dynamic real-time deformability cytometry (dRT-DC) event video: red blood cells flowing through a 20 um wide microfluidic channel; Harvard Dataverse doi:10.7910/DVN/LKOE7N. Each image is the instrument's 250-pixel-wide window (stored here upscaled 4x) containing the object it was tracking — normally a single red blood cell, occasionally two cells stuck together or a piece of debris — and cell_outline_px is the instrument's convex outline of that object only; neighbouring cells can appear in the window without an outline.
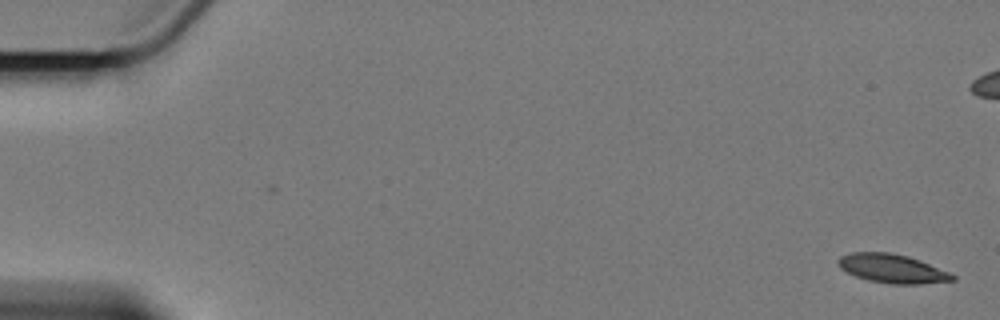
{"species": "Egyptian fruit bat (a non-hibernating species)", "species_latin": "Rousettus aegyptiacus", "temperature_condition": "cold", "stored_images_in_passage": 2, "camera_frame_rate_fps": 3000, "um_per_image_px": 0.085, "animal": {"sex": "female"}, "frame": {"image": 1, "passage_image": 2, "time_ms": 1.0, "image_size_px": [1000, 320], "cell_outline_px": [[956, 280], [920, 284], [892, 284], [868, 280], [856, 276], [840, 268], [836, 260], [840, 256], [852, 252], [888, 252], [908, 256], [920, 260], [948, 272], [956, 276]], "centroid_in_image_um": [75.83, 22.82], "position_along_channel_um": 9.2, "area_um2": 19.13}}